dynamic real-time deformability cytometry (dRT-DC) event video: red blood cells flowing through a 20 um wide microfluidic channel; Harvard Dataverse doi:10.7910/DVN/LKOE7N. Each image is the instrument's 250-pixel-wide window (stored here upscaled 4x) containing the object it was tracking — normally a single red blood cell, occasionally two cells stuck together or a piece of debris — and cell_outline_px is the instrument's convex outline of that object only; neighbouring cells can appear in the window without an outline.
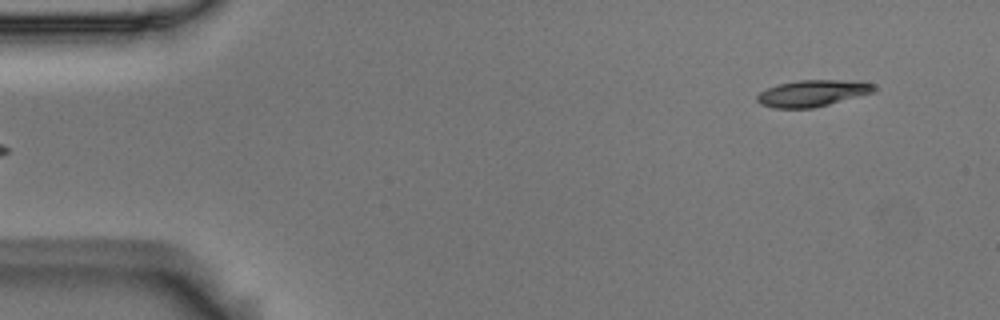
{"species": "Egyptian fruit bat (a non-hibernating species)", "species_latin": "Rousettus aegyptiacus", "temperature_condition": "room temperature", "stored_images_in_passage": 4, "camera_frame_rate_fps": 3000, "um_per_image_px": 0.085, "animal": {"sex": "male"}, "frame": {"image": 1, "passage_image": 4, "time_ms": 1.0, "image_size_px": [1000, 320], "cell_outline_px": [[876, 92], [812, 108], [772, 108], [760, 104], [756, 100], [756, 96], [760, 92], [776, 84], [796, 80], [860, 80], [876, 84]], "centroid_in_image_um": [69.09, 7.91], "position_along_channel_um": 15.9, "area_um2": 18.38}}